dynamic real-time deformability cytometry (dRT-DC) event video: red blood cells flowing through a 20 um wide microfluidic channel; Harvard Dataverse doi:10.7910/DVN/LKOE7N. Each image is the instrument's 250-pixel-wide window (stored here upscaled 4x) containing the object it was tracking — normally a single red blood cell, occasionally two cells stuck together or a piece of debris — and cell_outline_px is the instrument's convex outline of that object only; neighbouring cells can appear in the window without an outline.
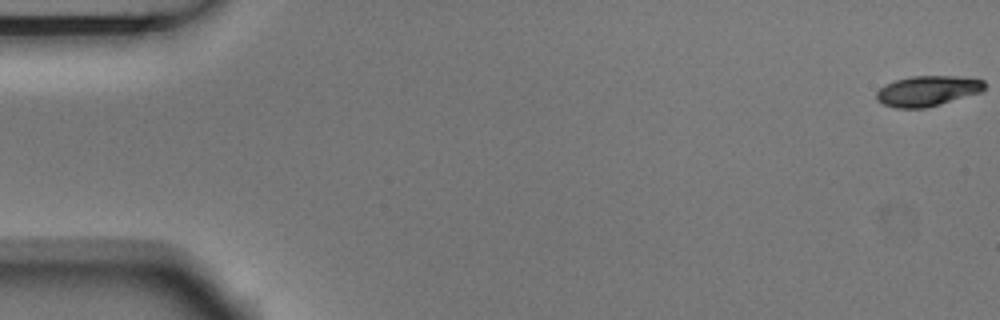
{"species": "Egyptian fruit bat (a non-hibernating species)", "species_latin": "Rousettus aegyptiacus", "temperature_condition": "room temperature", "stored_images_in_passage": 5, "camera_frame_rate_fps": 3000, "um_per_image_px": 0.085, "animal": {"sex": "male"}, "frame": {"image": 1, "passage_image": 1, "time_ms": 0.0, "image_size_px": [1000, 320], "cell_outline_px": [[984, 88], [980, 92], [940, 104], [924, 108], [896, 108], [884, 104], [876, 100], [876, 92], [884, 84], [896, 80], [912, 76], [956, 76], [984, 80]], "centroid_in_image_um": [78.79, 7.72], "position_along_channel_um": 6.2, "area_um2": 18.96}}
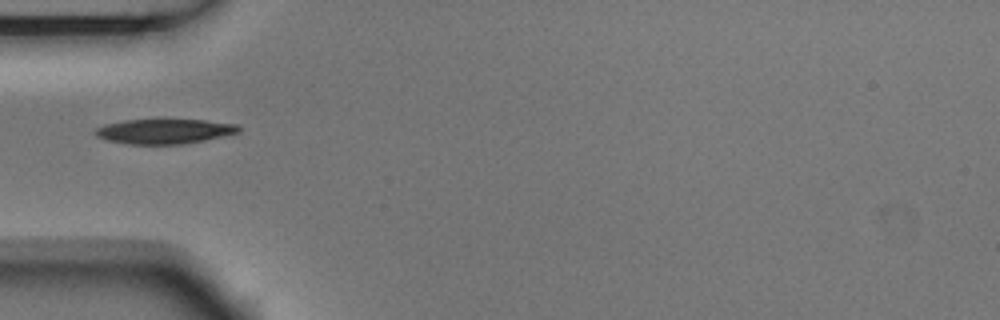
{"frame": {"image": 2, "passage_image": 5, "time_ms": 1.333, "image_size_px": [1000, 320], "cell_outline_px": [[240, 132], [204, 140], [184, 144], [128, 144], [104, 140], [96, 136], [92, 132], [96, 128], [104, 124], [124, 120], [204, 120], [236, 124], [240, 128]], "centroid_in_image_um": [13.91, 11.17], "position_along_channel_um": 71.1, "area_um2": 20.75}}